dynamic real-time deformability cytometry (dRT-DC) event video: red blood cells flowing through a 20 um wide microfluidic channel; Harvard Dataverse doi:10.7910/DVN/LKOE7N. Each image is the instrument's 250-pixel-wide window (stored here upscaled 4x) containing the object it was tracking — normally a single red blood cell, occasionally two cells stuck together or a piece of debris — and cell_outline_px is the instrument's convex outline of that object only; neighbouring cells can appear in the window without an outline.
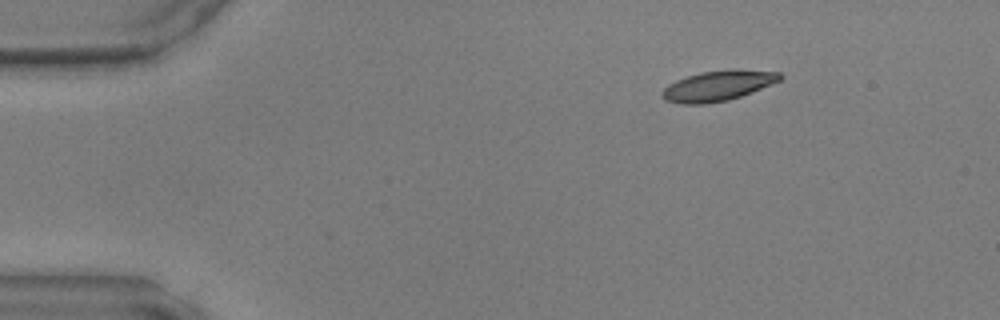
{"species": "common noctule bat (a hibernating species)", "species_latin": "Nyctalus noctula", "temperature_condition": "warm", "stored_images_in_passage": 2, "camera_frame_rate_fps": 3000, "um_per_image_px": 0.085, "animal": {"sex": "male", "body_mass_g": 17.9, "forearm_length_mm": 54.2}, "frame": {"image": 1, "passage_image": 1, "time_ms": 0.0, "image_size_px": [1000, 320], "cell_outline_px": [[784, 76], [780, 80], [752, 92], [728, 100], [704, 104], [684, 104], [664, 100], [660, 96], [660, 92], [668, 84], [676, 80], [700, 72], [780, 72]], "centroid_in_image_um": [60.91, 7.35], "position_along_channel_um": 24.1, "area_um2": 19.83}}